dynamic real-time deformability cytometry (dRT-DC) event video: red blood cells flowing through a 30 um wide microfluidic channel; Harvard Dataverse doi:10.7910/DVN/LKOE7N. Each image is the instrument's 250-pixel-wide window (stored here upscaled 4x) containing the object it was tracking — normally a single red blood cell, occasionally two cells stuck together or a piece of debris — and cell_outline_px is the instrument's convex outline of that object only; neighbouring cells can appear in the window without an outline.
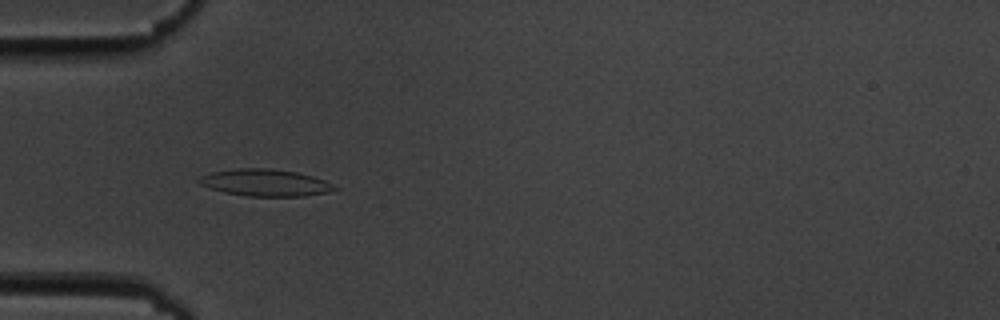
{"species": "common noctule bat (a hibernating species)", "species_latin": "Nyctalus noctula", "temperature_condition": "cold", "stored_images_in_passage": 53, "camera_frame_rate_fps": 3000, "um_per_image_px": 0.085, "animal": {"sex": "male", "body_mass_g": 19.5, "forearm_length_mm": 54.6}, "frame": {"image": 1, "passage_image": 16, "time_ms": 5.0, "image_size_px": [1000, 320], "cell_outline_px": [[340, 188], [328, 192], [304, 196], [248, 196], [224, 192], [200, 184], [196, 180], [200, 176], [212, 172], [236, 168], [268, 168], [296, 172], [312, 176], [324, 180]], "centroid_in_image_um": [22.55, 15.52], "position_along_channel_um": 62.5, "area_um2": 21.15}}
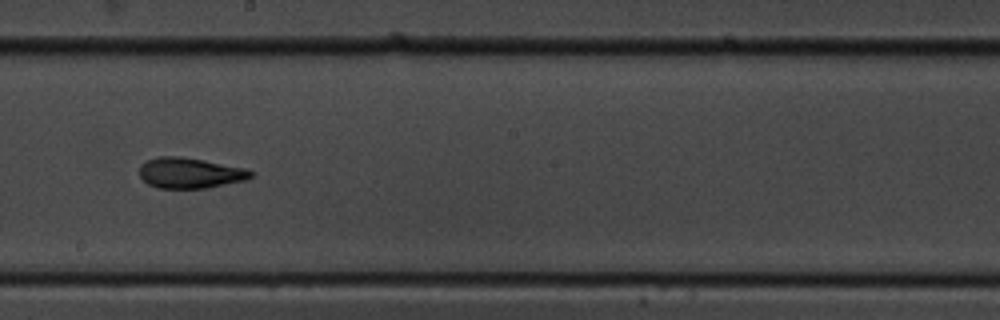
{"frame": {"image": 2, "passage_image": 30, "time_ms": 9.667, "image_size_px": [1000, 320], "cell_outline_px": [[256, 172], [252, 176], [244, 180], [208, 188], [160, 188], [148, 184], [140, 176], [140, 164], [148, 160], [160, 156], [180, 156], [204, 160], [244, 168]], "centroid_in_image_um": [16.15, 14.7], "position_along_channel_um": 232.0, "area_um2": 19.77}}
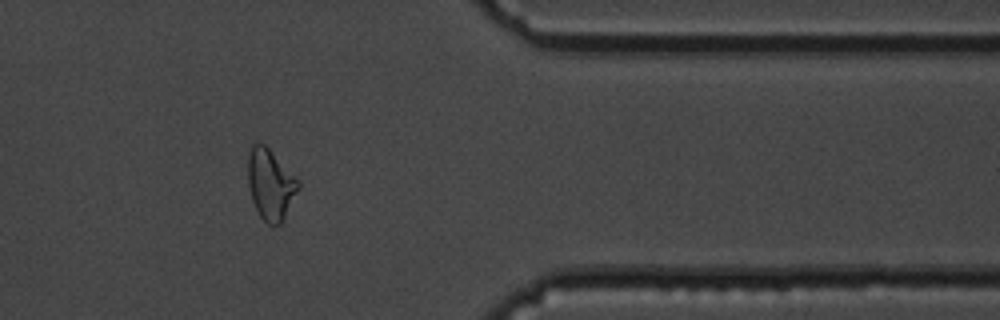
{"frame": {"image": 3, "passage_image": 44, "time_ms": 14.333, "image_size_px": [1000, 320], "cell_outline_px": [[300, 188], [280, 224], [268, 224], [260, 216], [252, 200], [248, 184], [248, 156], [252, 144], [264, 144], [300, 180]], "centroid_in_image_um": [23.0, 15.66], "position_along_channel_um": 388.4, "area_um2": 20.52}, "authors_computed_cell_mechanics": {"area_um2": 20.1144, "velocity_mm_per_s": 3.6882, "shape_relaxation_time_tau1_ms": 4.0531, "shape_relaxation_time_tau2_ms": 1.6759, "deformation_change_tau1": 0.1496, "deformation_change_tau2": 0.0852}}